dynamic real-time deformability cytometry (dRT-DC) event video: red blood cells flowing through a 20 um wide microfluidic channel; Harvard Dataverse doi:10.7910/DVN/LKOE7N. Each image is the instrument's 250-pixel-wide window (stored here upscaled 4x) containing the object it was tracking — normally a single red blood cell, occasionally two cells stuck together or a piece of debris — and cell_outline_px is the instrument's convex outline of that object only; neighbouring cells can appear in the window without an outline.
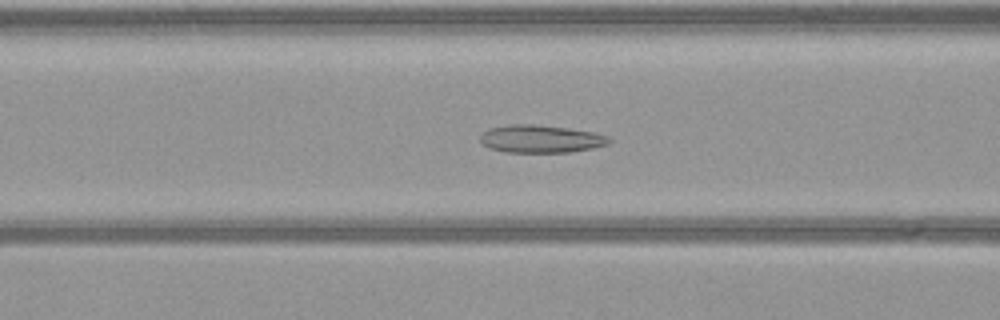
{"species": "common noctule bat (a hibernating species)", "species_latin": "Nyctalus noctula", "temperature_condition": "warm", "stored_images_in_passage": 45, "camera_frame_rate_fps": 3000, "um_per_image_px": 0.085, "animal": {"sex": "female", "body_mass_g": 21.9}, "frame": {"image": 1, "passage_image": 11, "time_ms": 3.333, "image_size_px": [1000, 320], "cell_outline_px": [[612, 140], [608, 144], [592, 148], [572, 152], [504, 152], [488, 148], [480, 140], [480, 132], [488, 128], [512, 124], [532, 124], [568, 128], [596, 132], [608, 136]], "centroid_in_image_um": [45.95, 11.8], "position_along_channel_um": 120.6, "area_um2": 21.04}}
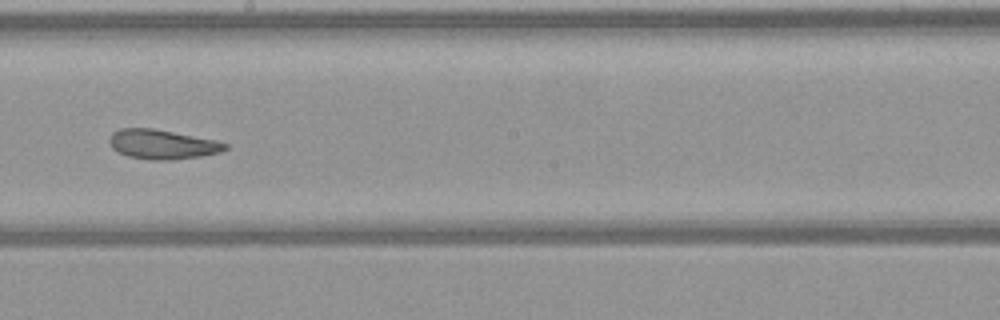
{"frame": {"image": 2, "passage_image": 20, "time_ms": 6.333, "image_size_px": [1000, 320], "cell_outline_px": [[228, 148], [220, 152], [200, 156], [172, 160], [148, 160], [128, 156], [112, 148], [108, 140], [112, 132], [120, 128], [152, 128], [216, 140], [228, 144]], "centroid_in_image_um": [13.78, 12.27], "position_along_channel_um": 234.4, "area_um2": 19.88}}
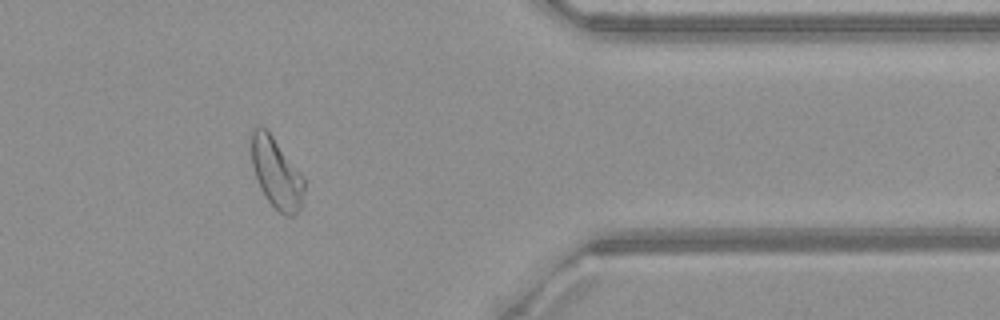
{"frame": {"image": 3, "passage_image": 34, "time_ms": 11.0, "image_size_px": [1000, 320], "cell_outline_px": [[304, 188], [300, 208], [292, 216], [284, 216], [268, 200], [260, 188], [252, 164], [248, 132], [256, 124], [260, 124], [272, 136], [304, 176]], "centroid_in_image_um": [23.44, 14.63], "position_along_channel_um": 388.0, "area_um2": 21.85}}